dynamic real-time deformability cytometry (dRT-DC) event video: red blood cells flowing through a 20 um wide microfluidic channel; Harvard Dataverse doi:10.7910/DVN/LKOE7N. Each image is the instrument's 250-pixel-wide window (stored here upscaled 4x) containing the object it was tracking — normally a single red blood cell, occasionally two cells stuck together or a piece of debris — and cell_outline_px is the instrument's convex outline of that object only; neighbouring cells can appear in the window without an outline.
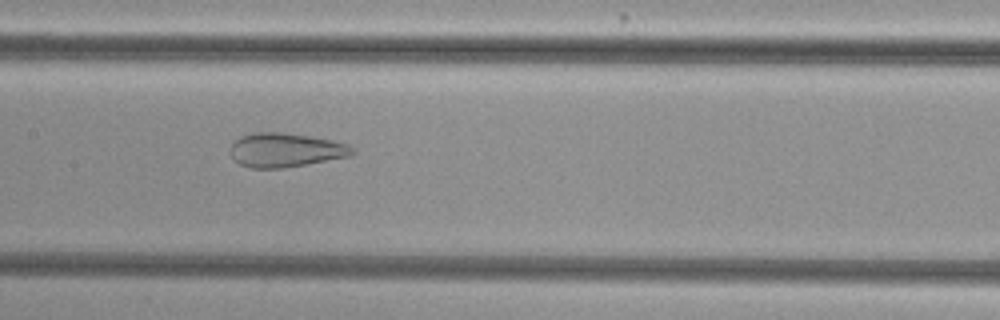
{"species": "common noctule bat (a hibernating species)", "species_latin": "Nyctalus noctula", "temperature_condition": "cold", "stored_images_in_passage": 43, "camera_frame_rate_fps": 3000, "um_per_image_px": 0.085, "animal": {"sex": "female", "body_mass_g": 29.2, "forearm_length_mm": 56.3}, "frame": {"image": 1, "passage_image": 16, "time_ms": 5.0, "image_size_px": [1000, 320], "cell_outline_px": [[356, 152], [352, 156], [284, 168], [252, 168], [240, 164], [232, 156], [232, 144], [240, 136], [252, 132], [280, 132], [308, 136], [332, 140], [348, 144], [356, 148]], "centroid_in_image_um": [24.33, 12.75], "position_along_channel_um": 183.1, "area_um2": 24.22}}
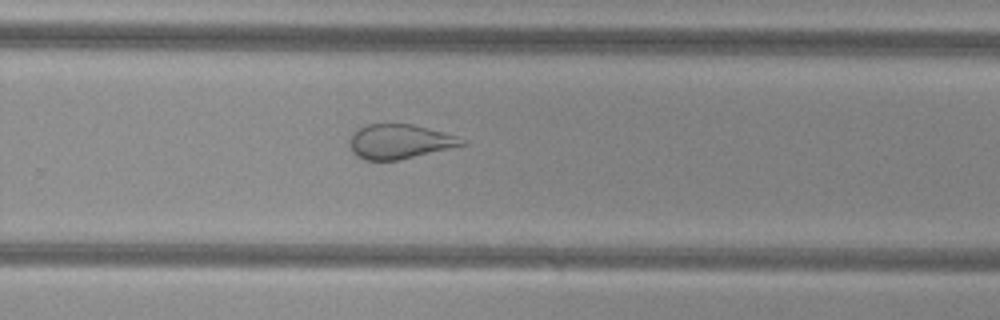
{"frame": {"image": 2, "passage_image": 25, "time_ms": 8.0, "image_size_px": [1000, 320], "cell_outline_px": [[468, 144], [400, 160], [364, 160], [356, 156], [352, 152], [348, 144], [348, 140], [360, 128], [368, 124], [412, 124], [444, 132], [468, 140]], "centroid_in_image_um": [33.99, 12.04], "position_along_channel_um": 295.8, "area_um2": 22.66}}
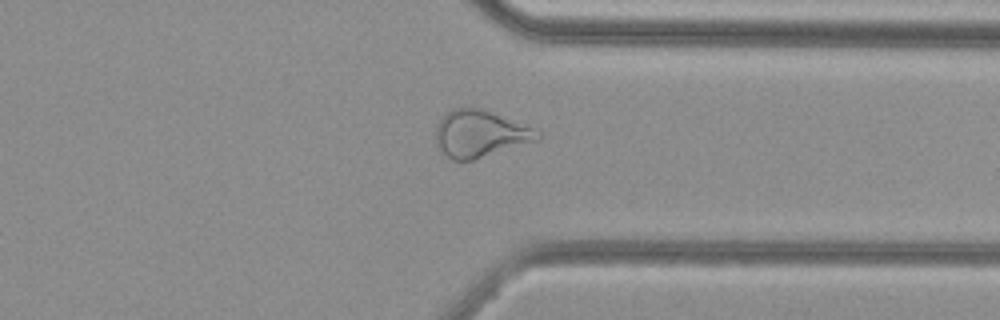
{"frame": {"image": 3, "passage_image": 31, "time_ms": 10.0, "image_size_px": [1000, 320], "cell_outline_px": [[544, 136], [540, 140], [472, 160], [452, 160], [436, 144], [436, 128], [440, 120], [452, 108], [480, 108], [532, 128], [540, 132]], "centroid_in_image_um": [40.83, 11.38], "position_along_channel_um": 370.6, "area_um2": 27.34}, "authors_computed_cell_mechanics": {"area_um2": 29.1312, "velocity_mm_per_s": 3.7638, "shape_relaxation_time_tau1_ms": null, "shape_relaxation_time_tau2_ms": 1.3073, "deformation_change_tau1": null, "deformation_change_tau2": 0.0884}}